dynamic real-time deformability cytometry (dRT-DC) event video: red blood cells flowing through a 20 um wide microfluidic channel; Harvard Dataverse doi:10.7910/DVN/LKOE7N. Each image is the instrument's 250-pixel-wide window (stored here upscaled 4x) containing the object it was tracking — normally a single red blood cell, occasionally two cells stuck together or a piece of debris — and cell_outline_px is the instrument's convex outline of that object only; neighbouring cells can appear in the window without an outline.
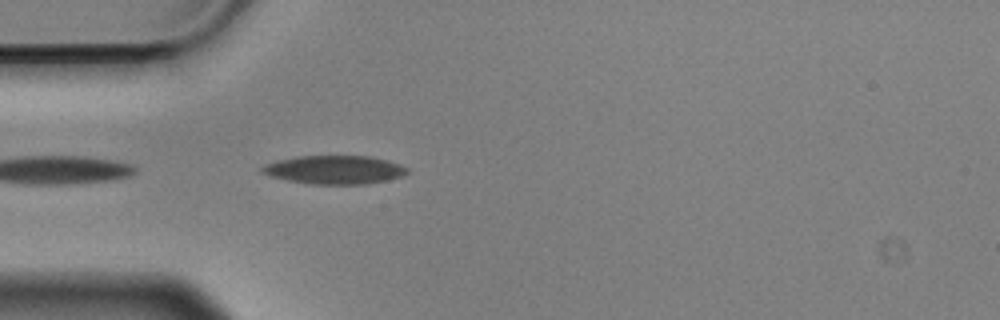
{"species": "Egyptian fruit bat (a non-hibernating species)", "species_latin": "Rousettus aegyptiacus", "temperature_condition": "cold", "stored_images_in_passage": 11, "camera_frame_rate_fps": 3000, "um_per_image_px": 0.085, "animal": {"sex": "male"}, "frame": {"image": 1, "passage_image": 2, "time_ms": 0.333, "image_size_px": [1000, 320], "cell_outline_px": [[408, 172], [404, 176], [364, 184], [312, 184], [288, 180], [268, 176], [260, 172], [260, 168], [264, 164], [276, 160], [296, 156], [372, 156], [388, 160], [400, 164], [408, 168]], "centroid_in_image_um": [28.4, 14.42], "position_along_channel_um": 56.6, "area_um2": 24.28}}